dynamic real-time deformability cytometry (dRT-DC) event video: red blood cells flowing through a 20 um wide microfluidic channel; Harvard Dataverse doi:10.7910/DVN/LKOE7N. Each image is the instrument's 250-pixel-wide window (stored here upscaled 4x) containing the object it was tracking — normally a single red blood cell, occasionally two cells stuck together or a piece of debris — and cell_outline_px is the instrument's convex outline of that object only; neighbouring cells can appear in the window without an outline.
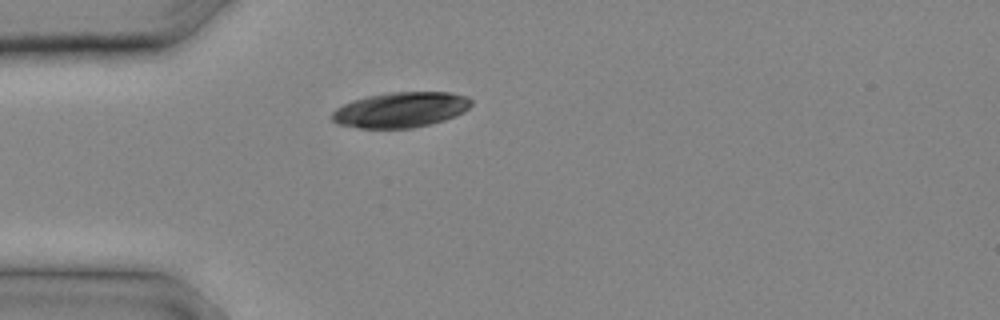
{"species": "common noctule bat (a hibernating species)", "species_latin": "Nyctalus noctula", "temperature_condition": "cold", "stored_images_in_passage": 8, "camera_frame_rate_fps": 3000, "um_per_image_px": 0.085, "animal": {"sex": "male", "body_mass_g": 20.4}, "frame": {"image": 1, "passage_image": 1, "time_ms": 0.0, "image_size_px": [1000, 320], "cell_outline_px": [[472, 104], [464, 112], [456, 116], [444, 120], [412, 128], [360, 128], [336, 124], [332, 120], [332, 112], [336, 108], [352, 100], [368, 96], [392, 92], [452, 92], [468, 96], [472, 100]], "centroid_in_image_um": [34.07, 9.33], "position_along_channel_um": 50.9, "area_um2": 28.78}}
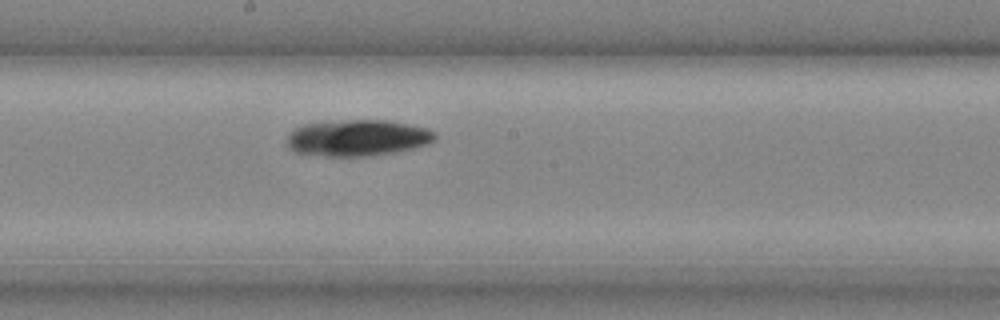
{"frame": {"image": 2, "passage_image": 8, "time_ms": 2.333, "image_size_px": [1000, 320], "cell_outline_px": [[436, 140], [428, 144], [396, 152], [372, 156], [308, 156], [292, 152], [288, 148], [288, 136], [296, 128], [304, 124], [344, 120], [388, 120], [428, 128], [436, 132]], "centroid_in_image_um": [30.39, 11.73], "position_along_channel_um": 217.8, "area_um2": 31.73}}